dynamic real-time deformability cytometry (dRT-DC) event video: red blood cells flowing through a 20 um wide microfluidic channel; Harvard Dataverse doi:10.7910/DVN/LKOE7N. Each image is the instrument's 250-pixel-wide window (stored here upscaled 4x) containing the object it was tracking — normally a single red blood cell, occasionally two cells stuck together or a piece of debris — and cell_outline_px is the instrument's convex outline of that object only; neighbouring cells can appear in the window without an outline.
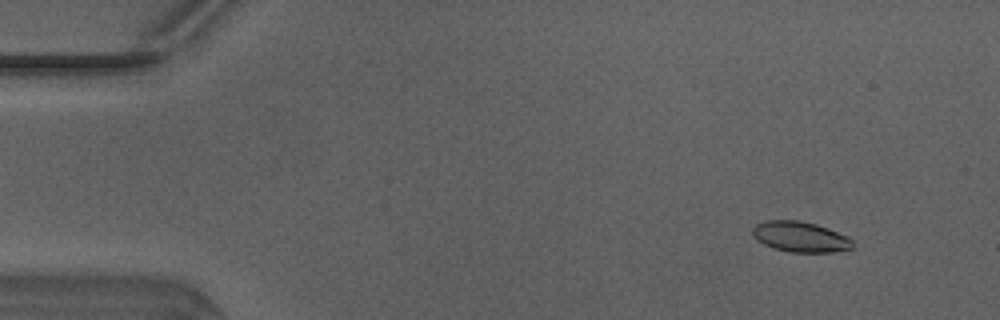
{"species": "Egyptian fruit bat (a non-hibernating species)", "species_latin": "Rousettus aegyptiacus", "temperature_condition": "warm", "stored_images_in_passage": 12, "camera_frame_rate_fps": 3000, "um_per_image_px": 0.085, "animal": {"sex": "male"}, "frame": {"image": 1, "passage_image": 4, "time_ms": 1.0, "image_size_px": [1000, 320], "cell_outline_px": [[852, 248], [832, 252], [788, 252], [772, 248], [756, 240], [752, 236], [752, 228], [756, 224], [764, 220], [800, 220], [816, 224], [828, 228], [848, 236], [852, 240]], "centroid_in_image_um": [67.98, 20.12], "position_along_channel_um": 17.0, "area_um2": 17.98}}